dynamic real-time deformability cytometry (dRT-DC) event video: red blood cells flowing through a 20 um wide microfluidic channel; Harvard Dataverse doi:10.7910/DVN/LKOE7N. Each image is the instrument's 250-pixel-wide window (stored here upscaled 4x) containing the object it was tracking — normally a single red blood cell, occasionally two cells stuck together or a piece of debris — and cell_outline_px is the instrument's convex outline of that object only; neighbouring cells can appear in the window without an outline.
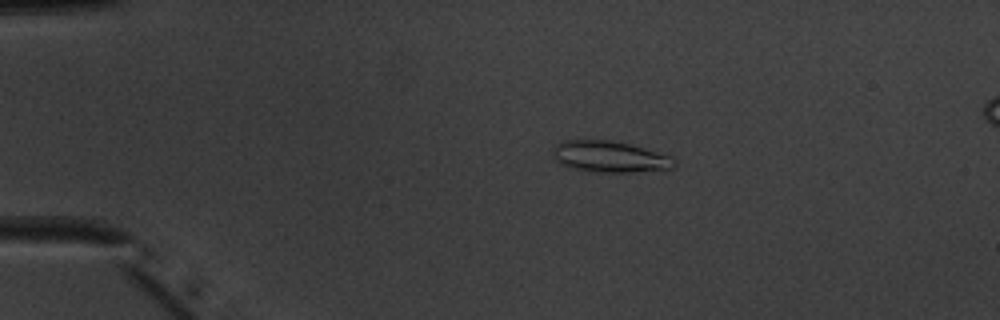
{"species": "common noctule bat (a hibernating species)", "species_latin": "Nyctalus noctula", "temperature_condition": "warm", "stored_images_in_passage": 51, "camera_frame_rate_fps": 3000, "um_per_image_px": 0.085, "animal": {"sex": "male", "body_mass_g": 20.1, "forearm_length_mm": 53.5}, "frame": {"image": 1, "passage_image": 11, "time_ms": 3.333, "image_size_px": [1000, 320], "cell_outline_px": [[676, 168], [632, 172], [588, 172], [572, 168], [560, 164], [556, 160], [552, 152], [552, 148], [556, 144], [564, 140], [612, 140], [628, 144], [672, 156], [676, 164]], "centroid_in_image_um": [51.81, 13.33], "position_along_channel_um": 33.2, "area_um2": 22.25}}
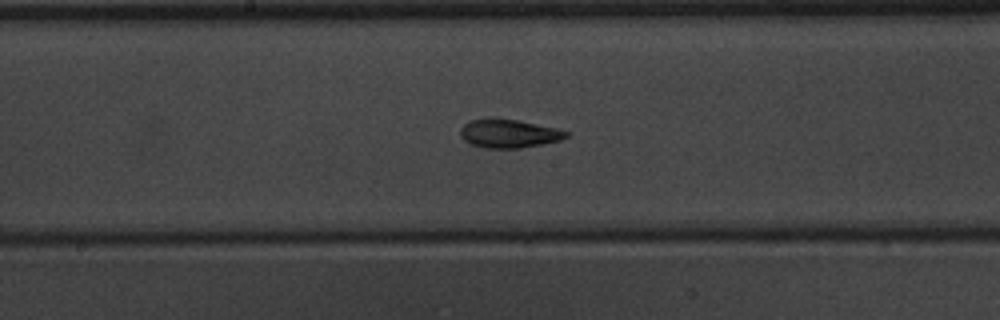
{"frame": {"image": 2, "passage_image": 28, "time_ms": 9.0, "image_size_px": [1000, 320], "cell_outline_px": [[568, 136], [560, 140], [520, 148], [484, 148], [472, 144], [464, 140], [460, 136], [460, 128], [468, 120], [488, 116], [516, 120], [556, 128], [568, 132]], "centroid_in_image_um": [43.17, 11.32], "position_along_channel_um": 205.0, "area_um2": 17.74}}
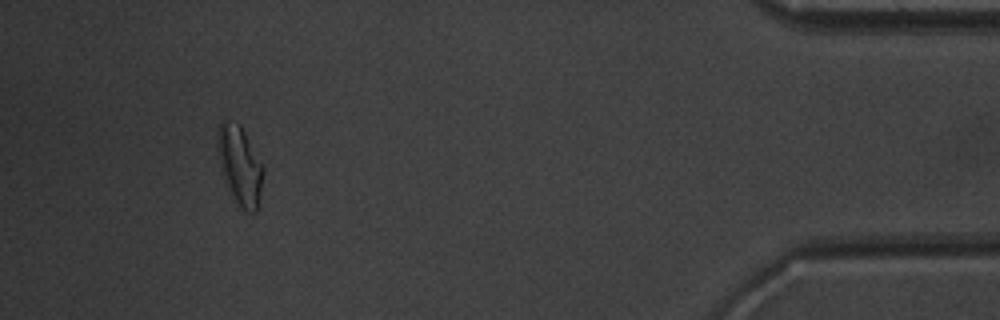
{"frame": {"image": 3, "passage_image": 48, "time_ms": 15.667, "image_size_px": [1000, 320], "cell_outline_px": [[264, 172], [256, 212], [244, 212], [240, 208], [228, 184], [216, 148], [216, 132], [220, 120], [224, 120], [240, 124], [264, 164]], "centroid_in_image_um": [20.41, 13.99], "position_along_channel_um": 414.8, "area_um2": 20.75}, "authors_computed_cell_mechanics": {"area_um2": 18.3804, "velocity_mm_per_s": 4.0157, "shape_relaxation_time_tau1_ms": 5.6731, "shape_relaxation_time_tau2_ms": 2.6858, "deformation_change_tau1": 0.1741, "deformation_change_tau2": 0.1034}}